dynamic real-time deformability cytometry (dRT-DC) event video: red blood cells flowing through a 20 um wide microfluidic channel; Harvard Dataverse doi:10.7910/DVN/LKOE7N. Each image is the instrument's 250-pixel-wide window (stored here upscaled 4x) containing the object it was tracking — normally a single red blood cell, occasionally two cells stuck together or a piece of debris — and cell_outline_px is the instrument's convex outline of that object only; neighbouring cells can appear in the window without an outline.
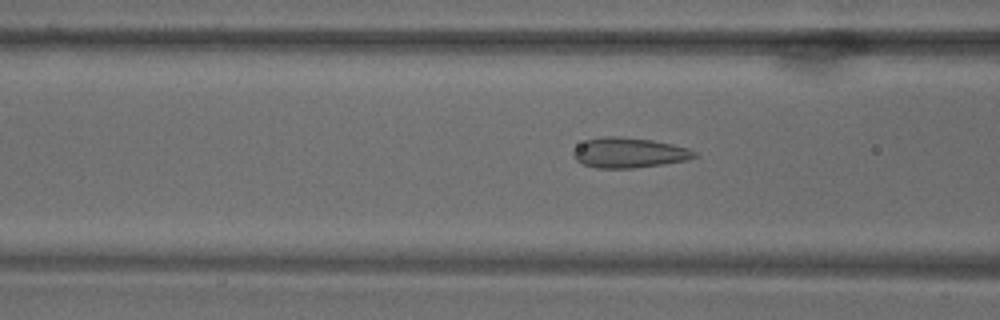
{"species": "common noctule bat (a hibernating species)", "species_latin": "Nyctalus noctula", "temperature_condition": "warm", "stored_images_in_passage": 69, "camera_frame_rate_fps": 3000, "um_per_image_px": 0.085, "animal": {"sex": "male", "body_mass_g": 18.8}, "frame": {"image": 1, "passage_image": 28, "time_ms": 9.0, "image_size_px": [1000, 320], "cell_outline_px": [[696, 156], [688, 160], [632, 168], [596, 168], [584, 164], [576, 160], [572, 156], [572, 152], [584, 140], [604, 136], [620, 136], [652, 140], [672, 144], [688, 148], [696, 152]], "centroid_in_image_um": [53.43, 12.97], "position_along_channel_um": 113.2, "area_um2": 21.21}}
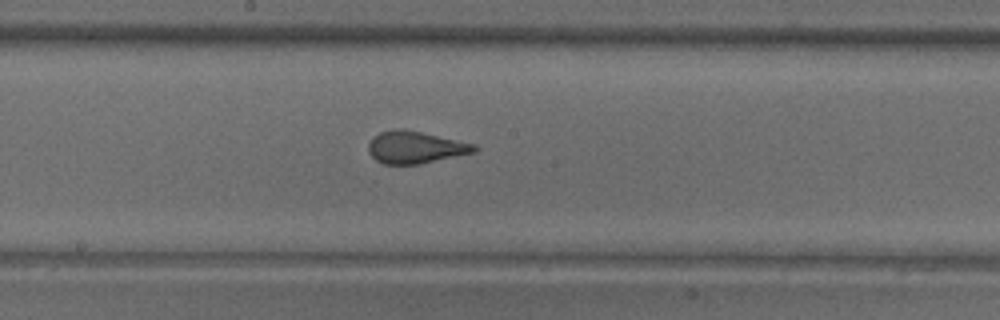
{"frame": {"image": 2, "passage_image": 38, "time_ms": 12.333, "image_size_px": [1000, 320], "cell_outline_px": [[480, 148], [476, 152], [420, 164], [384, 164], [376, 160], [368, 152], [368, 144], [372, 136], [380, 132], [396, 128], [404, 128], [476, 144]], "centroid_in_image_um": [35.31, 12.51], "position_along_channel_um": 212.9, "area_um2": 20.11}}
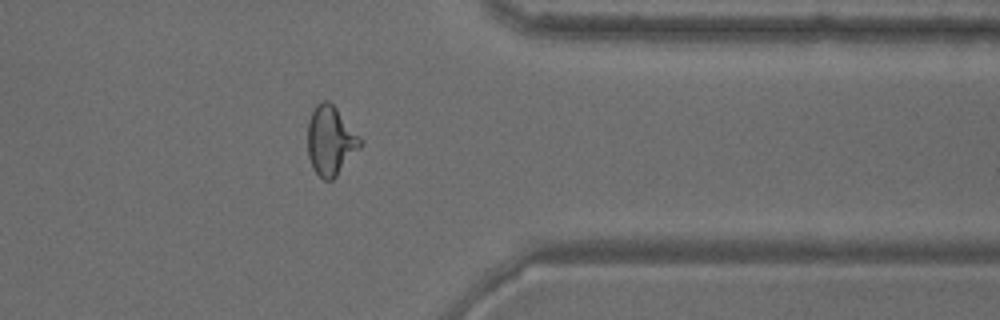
{"frame": {"image": 3, "passage_image": 56, "time_ms": 18.333, "image_size_px": [1000, 320], "cell_outline_px": [[364, 144], [336, 176], [332, 180], [324, 180], [312, 168], [308, 156], [308, 120], [316, 104], [320, 100], [328, 100], [336, 108]], "centroid_in_image_um": [28.08, 11.96], "position_along_channel_um": 383.3, "area_um2": 20.98}}